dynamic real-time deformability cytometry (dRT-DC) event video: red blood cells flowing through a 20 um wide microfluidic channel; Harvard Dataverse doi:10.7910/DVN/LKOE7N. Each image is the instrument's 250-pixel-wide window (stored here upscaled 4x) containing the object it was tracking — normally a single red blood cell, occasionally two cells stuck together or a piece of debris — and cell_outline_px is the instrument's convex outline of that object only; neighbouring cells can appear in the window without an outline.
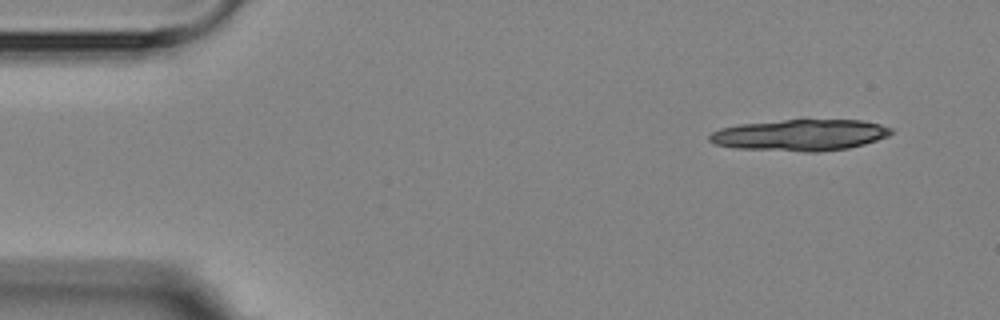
{"species": "Egyptian fruit bat (a non-hibernating species)", "species_latin": "Rousettus aegyptiacus", "temperature_condition": "room temperature", "stored_images_in_passage": 6, "camera_frame_rate_fps": 3000, "um_per_image_px": 0.085, "animal": {"sex": "female"}, "frame": {"image": 1, "passage_image": 1, "time_ms": 0.0, "image_size_px": [1000, 320], "cell_outline_px": [[892, 132], [888, 136], [864, 144], [848, 148], [820, 152], [804, 152], [736, 148], [716, 144], [708, 140], [708, 136], [712, 132], [720, 128], [736, 124], [804, 116], [860, 120], [880, 124], [892, 128]], "centroid_in_image_um": [68.01, 11.42], "position_along_channel_um": 17.0, "area_um2": 34.74}}